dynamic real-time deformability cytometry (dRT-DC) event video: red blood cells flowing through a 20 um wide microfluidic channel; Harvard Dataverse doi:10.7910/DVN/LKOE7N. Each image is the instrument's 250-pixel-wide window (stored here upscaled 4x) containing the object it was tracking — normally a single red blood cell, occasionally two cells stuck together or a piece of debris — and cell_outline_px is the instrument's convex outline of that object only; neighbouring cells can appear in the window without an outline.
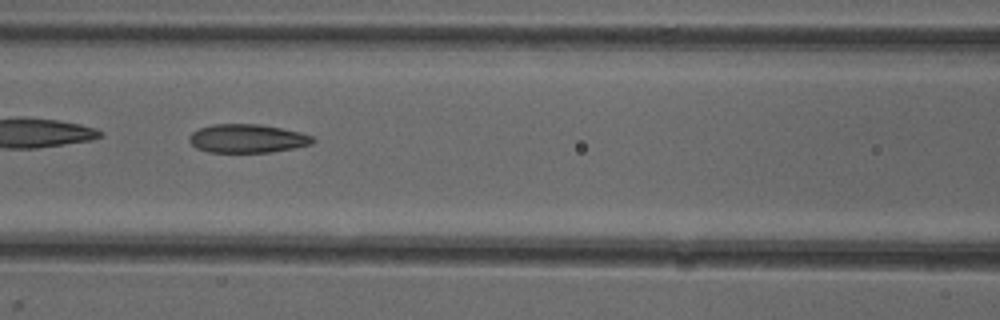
{"species": "common noctule bat (a hibernating species)", "species_latin": "Nyctalus noctula", "temperature_condition": "cold", "stored_images_in_passage": 6, "camera_frame_rate_fps": 3000, "um_per_image_px": 0.085, "animal": {"sex": "female"}, "frame": {"image": 1, "passage_image": 4, "time_ms": 3.333, "image_size_px": [1000, 320], "cell_outline_px": [[316, 140], [312, 144], [296, 148], [268, 152], [208, 152], [196, 148], [188, 140], [188, 136], [192, 132], [200, 128], [212, 124], [260, 124], [300, 132], [312, 136]], "centroid_in_image_um": [21.02, 11.77], "position_along_channel_um": 145.6, "area_um2": 20.63}}
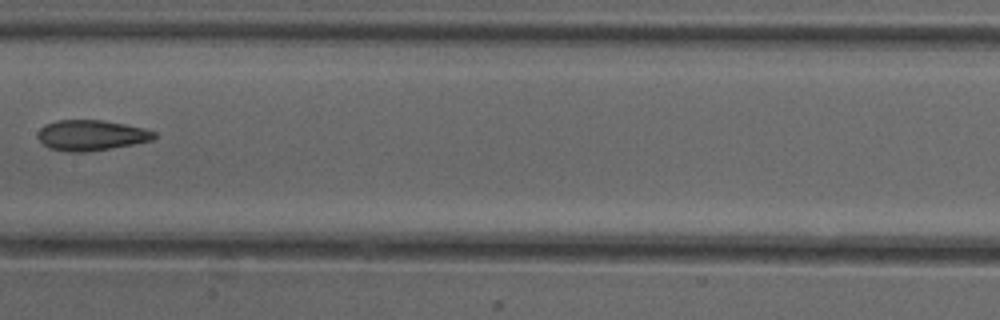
{"frame": {"image": 2, "passage_image": 5, "time_ms": 4.667, "image_size_px": [1000, 320], "cell_outline_px": [[156, 136], [152, 140], [112, 148], [88, 152], [68, 152], [48, 148], [36, 136], [40, 128], [44, 124], [56, 120], [104, 120], [144, 128], [156, 132]], "centroid_in_image_um": [7.72, 11.5], "position_along_channel_um": 199.7, "area_um2": 20.81}}
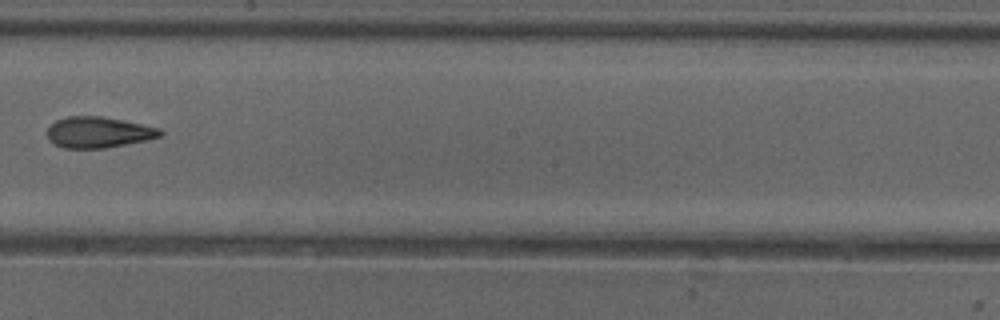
{"frame": {"image": 3, "passage_image": 6, "time_ms": 5.667, "image_size_px": [1000, 320], "cell_outline_px": [[164, 132], [160, 136], [148, 140], [104, 148], [64, 148], [56, 144], [48, 136], [48, 128], [56, 120], [68, 116], [100, 116], [160, 128]], "centroid_in_image_um": [8.39, 11.24], "position_along_channel_um": 239.8, "area_um2": 20.06}}